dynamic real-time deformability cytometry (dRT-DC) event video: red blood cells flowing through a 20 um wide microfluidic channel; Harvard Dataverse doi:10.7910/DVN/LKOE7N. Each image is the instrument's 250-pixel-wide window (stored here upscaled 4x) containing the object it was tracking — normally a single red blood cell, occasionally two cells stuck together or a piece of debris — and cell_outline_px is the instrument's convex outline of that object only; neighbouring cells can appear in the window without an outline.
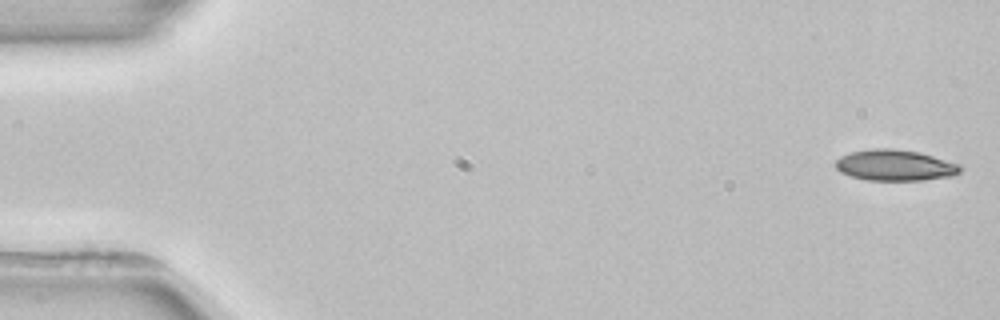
{"species": "common noctule bat (a hibernating species)", "species_latin": "Nyctalus noctula", "temperature_condition": "room temperature", "stored_images_in_passage": 6, "camera_frame_rate_fps": 3000, "um_per_image_px": 0.085, "animal": {"sex": "female", "body_mass_g": 22.7, "forearm_length_mm": 54.2}, "frame": {"image": 1, "passage_image": 1, "time_ms": 0.0, "image_size_px": [1000, 320], "cell_outline_px": [[964, 168], [960, 172], [952, 176], [924, 180], [868, 180], [852, 176], [840, 172], [836, 168], [836, 160], [840, 156], [852, 152], [872, 148], [896, 148], [920, 152], [960, 164]], "centroid_in_image_um": [76.11, 14.04], "position_along_channel_um": 8.9, "area_um2": 22.66}}
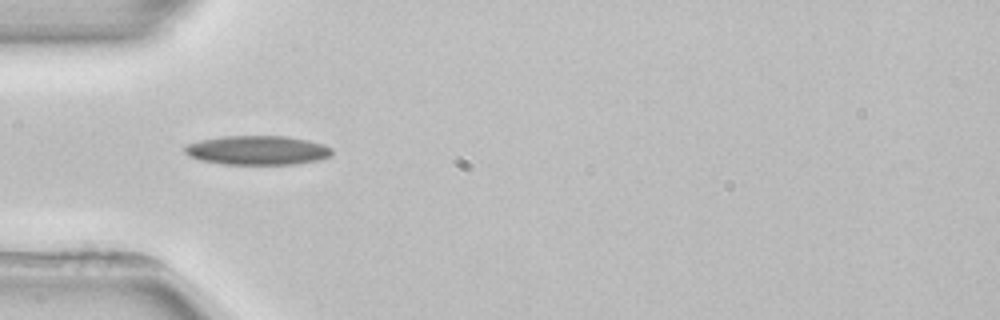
{"frame": {"image": 2, "passage_image": 4, "time_ms": 5.0, "image_size_px": [1000, 320], "cell_outline_px": [[332, 156], [320, 160], [296, 164], [224, 164], [200, 160], [188, 156], [184, 152], [184, 148], [188, 144], [200, 140], [224, 136], [284, 136], [308, 140], [324, 144], [332, 148]], "centroid_in_image_um": [21.91, 12.77], "position_along_channel_um": 63.1, "area_um2": 25.14}}